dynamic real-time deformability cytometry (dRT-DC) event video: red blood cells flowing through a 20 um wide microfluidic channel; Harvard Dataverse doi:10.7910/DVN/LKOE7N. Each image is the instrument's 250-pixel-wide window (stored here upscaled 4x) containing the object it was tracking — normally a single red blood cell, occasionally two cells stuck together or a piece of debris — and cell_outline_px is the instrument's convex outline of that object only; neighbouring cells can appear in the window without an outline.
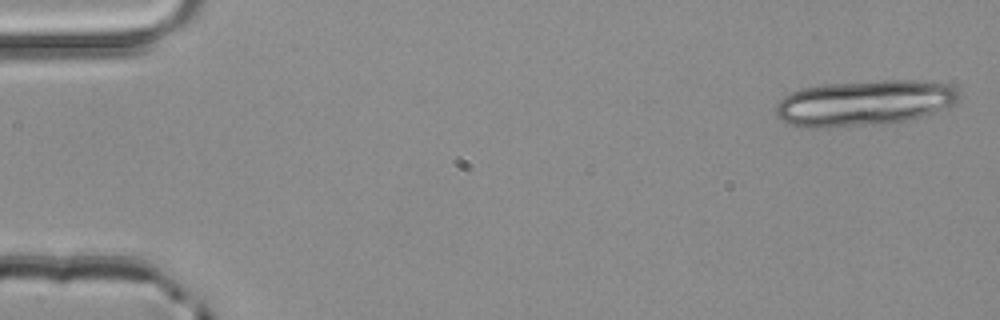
{"species": "common noctule bat (a hibernating species)", "species_latin": "Nyctalus noctula", "temperature_condition": "room temperature", "stored_images_in_passage": 3, "camera_frame_rate_fps": 3000, "um_per_image_px": 0.085, "animal": {"sex": "male", "body_mass_g": 20.4}, "frame": {"image": 1, "passage_image": 1, "time_ms": 0.0, "image_size_px": [1000, 320], "cell_outline_px": [[956, 100], [952, 104], [936, 112], [924, 116], [908, 120], [880, 124], [828, 128], [800, 128], [788, 124], [780, 120], [776, 116], [776, 104], [784, 96], [792, 92], [804, 88], [824, 84], [880, 80], [912, 80], [948, 84], [956, 88]], "centroid_in_image_um": [73.38, 8.77], "position_along_channel_um": 11.6, "area_um2": 48.84}}